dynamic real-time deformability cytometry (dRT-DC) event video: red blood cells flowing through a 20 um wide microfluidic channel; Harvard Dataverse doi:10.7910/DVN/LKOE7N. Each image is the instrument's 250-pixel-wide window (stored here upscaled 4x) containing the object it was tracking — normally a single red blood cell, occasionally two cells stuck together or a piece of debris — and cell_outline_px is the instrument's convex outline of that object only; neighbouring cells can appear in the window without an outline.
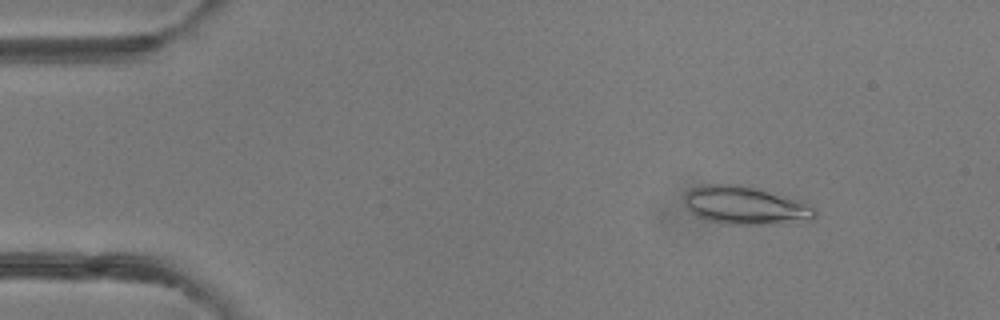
{"species": "common noctule bat (a hibernating species)", "species_latin": "Nyctalus noctula", "temperature_condition": "room temperature", "stored_images_in_passage": 44, "camera_frame_rate_fps": 3000, "um_per_image_px": 0.085, "animal": {"sex": "female"}, "frame": {"image": 1, "passage_image": 2, "time_ms": 0.333, "image_size_px": [1000, 320], "cell_outline_px": [[816, 216], [812, 220], [776, 224], [724, 224], [708, 220], [696, 216], [684, 204], [684, 196], [692, 188], [704, 184], [740, 184], [756, 188], [796, 200], [816, 208]], "centroid_in_image_um": [63.33, 17.47], "position_along_channel_um": 21.7, "area_um2": 28.84}}
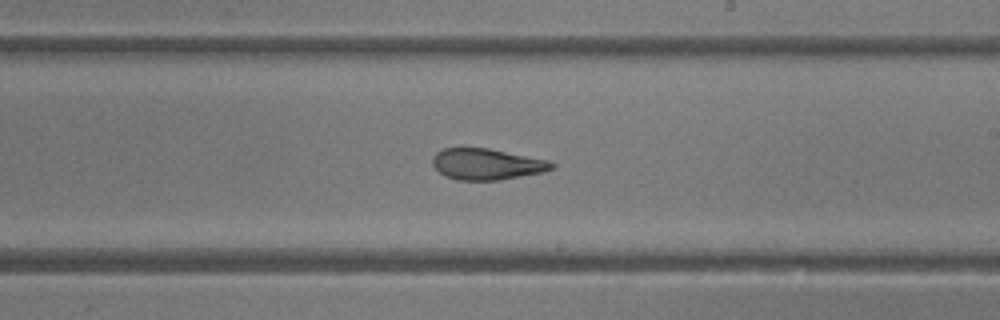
{"frame": {"image": 2, "passage_image": 24, "time_ms": 7.667, "image_size_px": [1000, 320], "cell_outline_px": [[556, 168], [544, 172], [500, 180], [460, 180], [444, 176], [432, 164], [432, 156], [436, 152], [444, 148], [488, 148], [552, 160], [556, 164]], "centroid_in_image_um": [41.44, 13.95], "position_along_channel_um": 247.6, "area_um2": 21.96}}
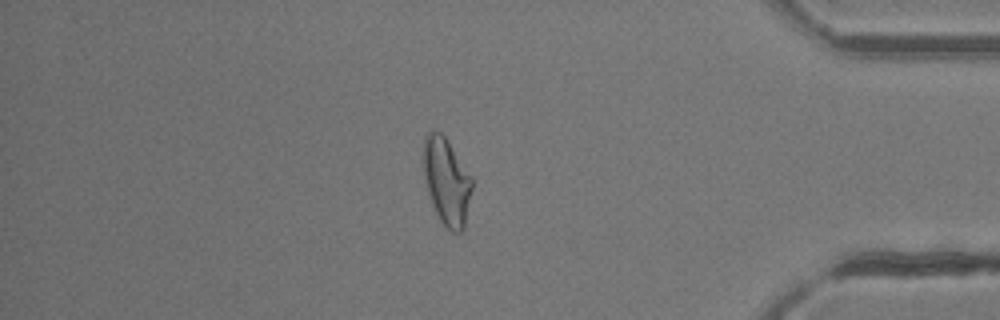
{"frame": {"image": 3, "passage_image": 37, "time_ms": 12.0, "image_size_px": [1000, 320], "cell_outline_px": [[472, 188], [464, 228], [460, 232], [452, 232], [440, 220], [432, 204], [428, 192], [424, 176], [424, 136], [432, 128], [440, 132], [444, 136], [472, 176]], "centroid_in_image_um": [37.96, 15.4], "position_along_channel_um": 397.2, "area_um2": 24.39}, "authors_computed_cell_mechanics": {"area_um2": 23.987, "velocity_mm_per_s": 4.2444, "shape_relaxation_time_tau1_ms": null, "shape_relaxation_time_tau2_ms": 2.1758, "deformation_change_tau1": null, "deformation_change_tau2": 0.0969}}